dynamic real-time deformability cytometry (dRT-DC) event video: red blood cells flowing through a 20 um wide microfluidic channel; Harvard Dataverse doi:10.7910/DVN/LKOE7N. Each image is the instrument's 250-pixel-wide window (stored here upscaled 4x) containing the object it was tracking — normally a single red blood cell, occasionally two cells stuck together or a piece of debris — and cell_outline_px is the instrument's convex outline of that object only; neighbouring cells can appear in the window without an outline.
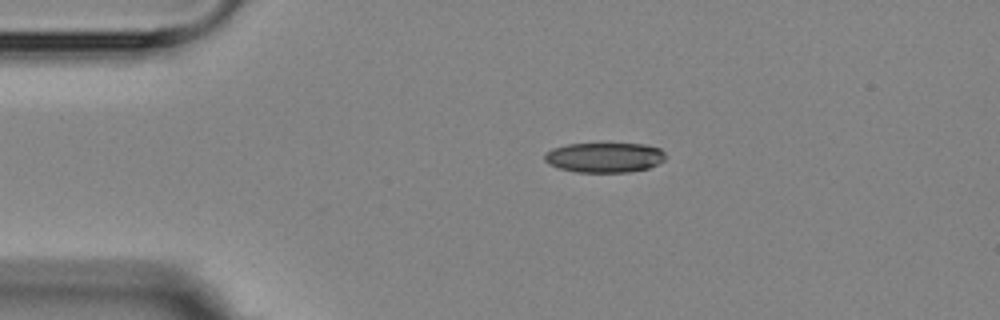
{"species": "Egyptian fruit bat (a non-hibernating species)", "species_latin": "Rousettus aegyptiacus", "temperature_condition": "room temperature", "stored_images_in_passage": 2, "camera_frame_rate_fps": 3000, "um_per_image_px": 0.085, "animal": {"sex": "female"}, "frame": {"image": 1, "passage_image": 1, "time_ms": 0.0, "image_size_px": [1000, 320], "cell_outline_px": [[664, 160], [648, 168], [628, 172], [576, 172], [560, 168], [548, 164], [544, 160], [544, 156], [552, 148], [568, 144], [644, 144], [660, 148], [664, 152]], "centroid_in_image_um": [51.37, 13.38], "position_along_channel_um": 33.6, "area_um2": 20.92}}